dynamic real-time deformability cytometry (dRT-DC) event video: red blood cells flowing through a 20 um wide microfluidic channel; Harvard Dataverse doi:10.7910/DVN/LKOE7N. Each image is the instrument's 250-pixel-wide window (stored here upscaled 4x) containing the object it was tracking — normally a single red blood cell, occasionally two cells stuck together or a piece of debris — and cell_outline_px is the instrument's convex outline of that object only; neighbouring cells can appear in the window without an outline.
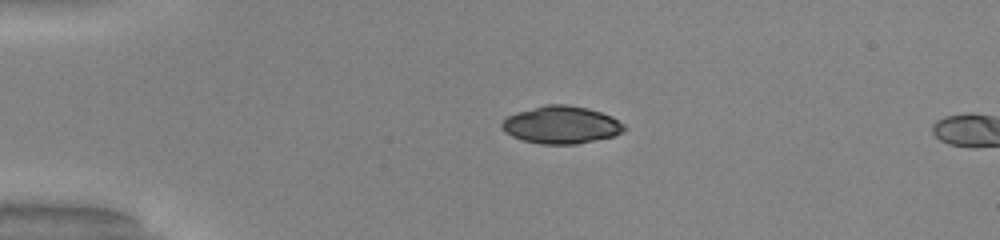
{"species": "common noctule bat (a hibernating species)", "species_latin": "Nyctalus noctula", "temperature_condition": "warm", "stored_images_in_passage": 4, "camera_frame_rate_fps": 3000, "um_per_image_px": 0.085, "animal": {"sex": "male", "body_mass_g": 20.0, "forearm_length_mm": 53.3}, "frame": {"image": 1, "passage_image": 1, "time_ms": 0.0, "image_size_px": [1000, 240], "cell_outline_px": [[628, 128], [624, 132], [612, 136], [576, 144], [540, 144], [524, 140], [512, 136], [504, 132], [500, 128], [500, 124], [508, 116], [516, 112], [544, 104], [568, 104], [588, 108], [612, 116], [624, 124]], "centroid_in_image_um": [47.7, 10.6], "position_along_channel_um": 37.3, "area_um2": 26.93}}